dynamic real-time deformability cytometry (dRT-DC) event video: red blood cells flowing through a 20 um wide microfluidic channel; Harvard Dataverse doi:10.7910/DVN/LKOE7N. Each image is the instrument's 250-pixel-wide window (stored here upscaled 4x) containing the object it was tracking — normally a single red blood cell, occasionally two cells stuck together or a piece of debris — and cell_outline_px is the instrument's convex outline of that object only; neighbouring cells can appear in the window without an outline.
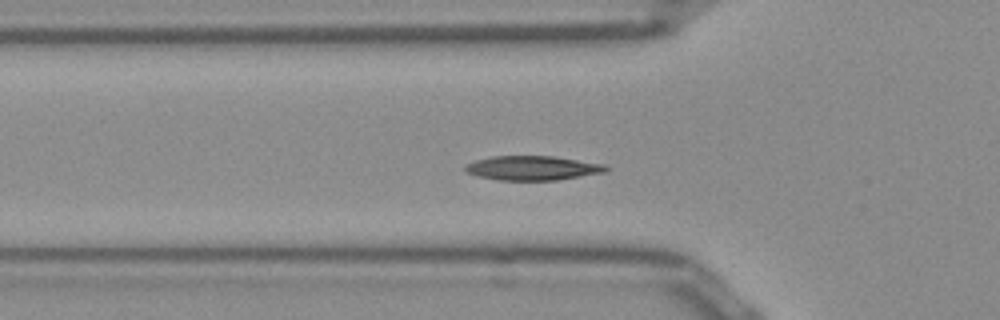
{"species": "Egyptian fruit bat (a non-hibernating species)", "species_latin": "Rousettus aegyptiacus", "temperature_condition": "room temperature", "stored_images_in_passage": 43, "segment_of_instrument_passage": [1, 2], "camera_frame_rate_fps": 3000, "um_per_image_px": 0.085, "frame": {"image": 1, "passage_image": 7, "time_ms": 2.0, "image_size_px": [1000, 320], "cell_outline_px": [[608, 172], [556, 180], [500, 180], [476, 176], [464, 172], [464, 168], [468, 164], [476, 160], [492, 156], [552, 156], [604, 164], [608, 168]], "centroid_in_image_um": [45.26, 14.29], "position_along_channel_um": 80.5, "area_um2": 19.94}}
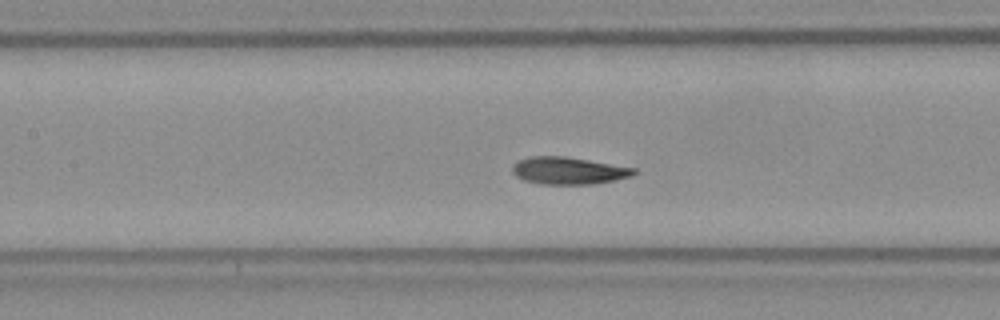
{"frame": {"image": 2, "passage_image": 13, "time_ms": 4.0, "image_size_px": [1000, 320], "cell_outline_px": [[636, 172], [632, 176], [592, 184], [540, 184], [524, 180], [516, 176], [512, 172], [512, 164], [516, 160], [528, 156], [564, 156], [636, 168]], "centroid_in_image_um": [48.26, 14.5], "position_along_channel_um": 159.1, "area_um2": 19.31}}
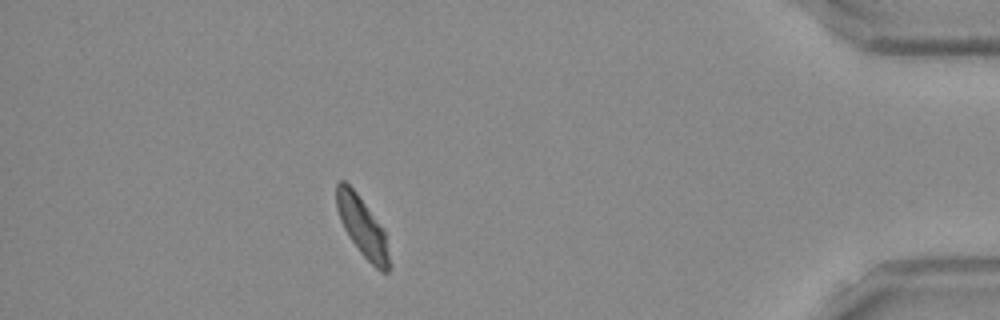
{"frame": {"image": 3, "passage_image": 36, "time_ms": 11.667, "image_size_px": [1000, 320], "cell_outline_px": [[392, 268], [388, 272], [380, 272], [360, 252], [344, 228], [340, 220], [336, 208], [336, 184], [340, 180], [344, 180], [356, 192], [384, 228], [392, 264]], "centroid_in_image_um": [30.84, 19.31], "position_along_channel_um": 404.4, "area_um2": 18.5}}